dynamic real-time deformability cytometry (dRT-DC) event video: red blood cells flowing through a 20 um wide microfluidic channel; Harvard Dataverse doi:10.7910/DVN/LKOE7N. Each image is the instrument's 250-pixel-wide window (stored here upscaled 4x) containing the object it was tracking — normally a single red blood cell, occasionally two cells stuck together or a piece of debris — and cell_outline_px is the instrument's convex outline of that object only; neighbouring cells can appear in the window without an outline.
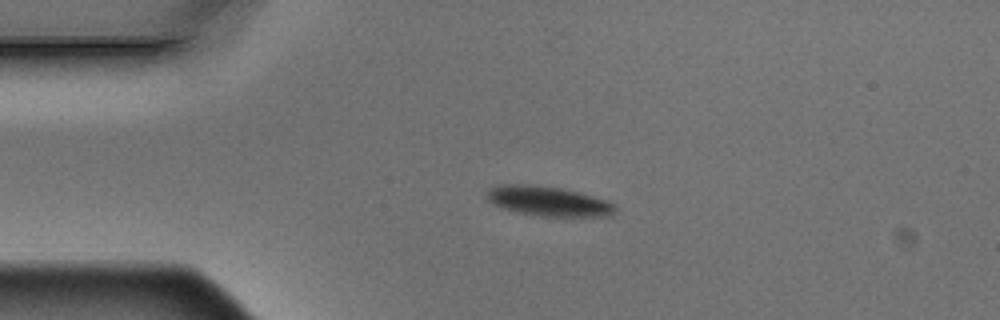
{"species": "Egyptian fruit bat (a non-hibernating species)", "species_latin": "Rousettus aegyptiacus", "temperature_condition": "warm", "stored_images_in_passage": 4, "camera_frame_rate_fps": 3000, "um_per_image_px": 0.085, "animal": {"sex": "male"}, "frame": {"image": 1, "passage_image": 3, "time_ms": 0.667, "image_size_px": [1000, 320], "cell_outline_px": [[616, 208], [612, 216], [540, 216], [520, 212], [504, 208], [488, 200], [488, 192], [492, 188], [504, 184], [528, 184], [560, 188], [608, 200], [616, 204]], "centroid_in_image_um": [46.68, 17.1], "position_along_channel_um": 38.3, "area_um2": 21.79}}